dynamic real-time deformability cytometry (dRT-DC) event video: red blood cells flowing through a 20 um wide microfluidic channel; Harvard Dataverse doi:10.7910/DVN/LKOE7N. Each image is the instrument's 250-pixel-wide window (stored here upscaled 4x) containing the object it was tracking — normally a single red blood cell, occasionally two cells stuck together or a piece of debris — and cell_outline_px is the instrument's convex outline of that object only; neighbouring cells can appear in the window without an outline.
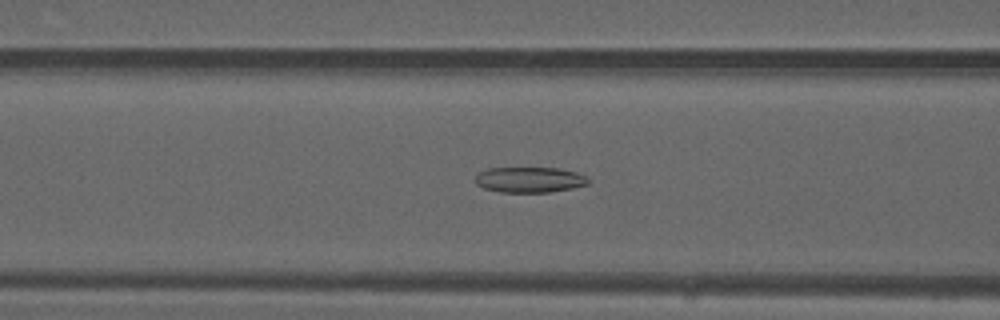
{"species": "common noctule bat (a hibernating species)", "species_latin": "Nyctalus noctula", "temperature_condition": "warm", "stored_images_in_passage": 51, "camera_frame_rate_fps": 3000, "um_per_image_px": 0.085, "animal": {"sex": "male", "forearm_length_mm": 52.5}, "frame": {"image": 1, "passage_image": 20, "time_ms": 6.333, "image_size_px": [1000, 320], "cell_outline_px": [[588, 184], [572, 188], [548, 192], [500, 192], [484, 188], [476, 184], [476, 176], [480, 172], [488, 168], [556, 168], [576, 172], [584, 176], [588, 180]], "centroid_in_image_um": [44.99, 15.28], "position_along_channel_um": 121.6, "area_um2": 16.59}}
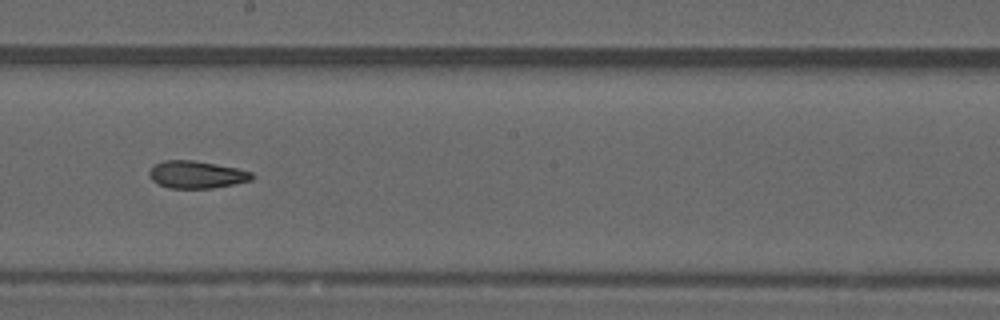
{"frame": {"image": 2, "passage_image": 28, "time_ms": 9.0, "image_size_px": [1000, 320], "cell_outline_px": [[256, 176], [252, 180], [212, 188], [168, 188], [152, 180], [148, 172], [156, 164], [164, 160], [192, 160], [216, 164], [236, 168], [252, 172]], "centroid_in_image_um": [16.73, 14.84], "position_along_channel_um": 231.5, "area_um2": 16.24}}
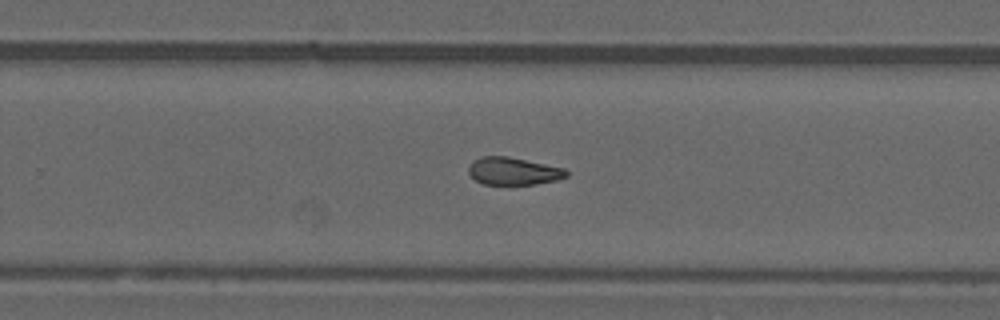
{"frame": {"image": 3, "passage_image": 32, "time_ms": 10.333, "image_size_px": [1000, 320], "cell_outline_px": [[568, 176], [556, 180], [536, 184], [484, 184], [476, 180], [468, 172], [468, 168], [472, 160], [480, 156], [508, 156], [564, 168], [568, 172]], "centroid_in_image_um": [43.62, 14.53], "position_along_channel_um": 286.2, "area_um2": 15.66}, "authors_computed_cell_mechanics": {"area_um2": 17.1666, "velocity_mm_per_s": 4.1262, "shape_relaxation_time_tau1_ms": null, "shape_relaxation_time_tau2_ms": 5.0608, "deformation_change_tau1": null, "deformation_change_tau2": 0.1416}}